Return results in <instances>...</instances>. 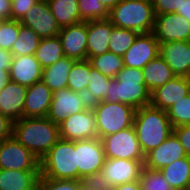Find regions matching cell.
I'll use <instances>...</instances> for the list:
<instances>
[{"instance_id": "6da1fadb", "label": "cell", "mask_w": 190, "mask_h": 190, "mask_svg": "<svg viewBox=\"0 0 190 190\" xmlns=\"http://www.w3.org/2000/svg\"><path fill=\"white\" fill-rule=\"evenodd\" d=\"M12 136L41 159L60 139L59 125L47 117H23L13 122Z\"/></svg>"}, {"instance_id": "7a4b0ae2", "label": "cell", "mask_w": 190, "mask_h": 190, "mask_svg": "<svg viewBox=\"0 0 190 190\" xmlns=\"http://www.w3.org/2000/svg\"><path fill=\"white\" fill-rule=\"evenodd\" d=\"M106 102H121L139 109L150 105L151 92L146 87L142 69L124 66L108 83Z\"/></svg>"}, {"instance_id": "3957f363", "label": "cell", "mask_w": 190, "mask_h": 190, "mask_svg": "<svg viewBox=\"0 0 190 190\" xmlns=\"http://www.w3.org/2000/svg\"><path fill=\"white\" fill-rule=\"evenodd\" d=\"M133 126L144 155L157 148L173 133L166 111L151 105L136 109Z\"/></svg>"}, {"instance_id": "277c9868", "label": "cell", "mask_w": 190, "mask_h": 190, "mask_svg": "<svg viewBox=\"0 0 190 190\" xmlns=\"http://www.w3.org/2000/svg\"><path fill=\"white\" fill-rule=\"evenodd\" d=\"M155 12L152 0H121L109 11V20L117 28L139 34L153 32Z\"/></svg>"}, {"instance_id": "5b68a950", "label": "cell", "mask_w": 190, "mask_h": 190, "mask_svg": "<svg viewBox=\"0 0 190 190\" xmlns=\"http://www.w3.org/2000/svg\"><path fill=\"white\" fill-rule=\"evenodd\" d=\"M40 179L78 181L75 141L60 138L40 159Z\"/></svg>"}, {"instance_id": "8992f818", "label": "cell", "mask_w": 190, "mask_h": 190, "mask_svg": "<svg viewBox=\"0 0 190 190\" xmlns=\"http://www.w3.org/2000/svg\"><path fill=\"white\" fill-rule=\"evenodd\" d=\"M91 106L95 115L97 133L100 139L130 128L134 124L136 109L128 104L100 101Z\"/></svg>"}, {"instance_id": "52a82bcc", "label": "cell", "mask_w": 190, "mask_h": 190, "mask_svg": "<svg viewBox=\"0 0 190 190\" xmlns=\"http://www.w3.org/2000/svg\"><path fill=\"white\" fill-rule=\"evenodd\" d=\"M78 181H96L105 161L102 140L84 139L75 141Z\"/></svg>"}, {"instance_id": "ba28073f", "label": "cell", "mask_w": 190, "mask_h": 190, "mask_svg": "<svg viewBox=\"0 0 190 190\" xmlns=\"http://www.w3.org/2000/svg\"><path fill=\"white\" fill-rule=\"evenodd\" d=\"M144 161L106 158L96 182L108 189L132 181H139Z\"/></svg>"}, {"instance_id": "9c48e42d", "label": "cell", "mask_w": 190, "mask_h": 190, "mask_svg": "<svg viewBox=\"0 0 190 190\" xmlns=\"http://www.w3.org/2000/svg\"><path fill=\"white\" fill-rule=\"evenodd\" d=\"M105 158L145 160L134 126L103 137Z\"/></svg>"}, {"instance_id": "30bf717a", "label": "cell", "mask_w": 190, "mask_h": 190, "mask_svg": "<svg viewBox=\"0 0 190 190\" xmlns=\"http://www.w3.org/2000/svg\"><path fill=\"white\" fill-rule=\"evenodd\" d=\"M90 106L85 94L77 93L69 88L53 92L47 118L59 125L70 115L82 112Z\"/></svg>"}, {"instance_id": "8fae6325", "label": "cell", "mask_w": 190, "mask_h": 190, "mask_svg": "<svg viewBox=\"0 0 190 190\" xmlns=\"http://www.w3.org/2000/svg\"><path fill=\"white\" fill-rule=\"evenodd\" d=\"M0 169L40 170V159L11 136L0 142Z\"/></svg>"}, {"instance_id": "7c38bea8", "label": "cell", "mask_w": 190, "mask_h": 190, "mask_svg": "<svg viewBox=\"0 0 190 190\" xmlns=\"http://www.w3.org/2000/svg\"><path fill=\"white\" fill-rule=\"evenodd\" d=\"M59 136L69 141L96 139L98 137L95 115L90 105L82 112L70 115L59 124Z\"/></svg>"}, {"instance_id": "4fadbf2b", "label": "cell", "mask_w": 190, "mask_h": 190, "mask_svg": "<svg viewBox=\"0 0 190 190\" xmlns=\"http://www.w3.org/2000/svg\"><path fill=\"white\" fill-rule=\"evenodd\" d=\"M152 33L159 43L190 41V21L176 12L156 15Z\"/></svg>"}, {"instance_id": "5bb4252c", "label": "cell", "mask_w": 190, "mask_h": 190, "mask_svg": "<svg viewBox=\"0 0 190 190\" xmlns=\"http://www.w3.org/2000/svg\"><path fill=\"white\" fill-rule=\"evenodd\" d=\"M19 22L33 29L41 39L56 37L61 29L46 2L35 3Z\"/></svg>"}, {"instance_id": "9a60e30c", "label": "cell", "mask_w": 190, "mask_h": 190, "mask_svg": "<svg viewBox=\"0 0 190 190\" xmlns=\"http://www.w3.org/2000/svg\"><path fill=\"white\" fill-rule=\"evenodd\" d=\"M159 55V41L154 34H139L131 47L124 53V66L143 69L146 64Z\"/></svg>"}, {"instance_id": "2e32d148", "label": "cell", "mask_w": 190, "mask_h": 190, "mask_svg": "<svg viewBox=\"0 0 190 190\" xmlns=\"http://www.w3.org/2000/svg\"><path fill=\"white\" fill-rule=\"evenodd\" d=\"M58 37L65 57L76 61L87 60V22L62 27Z\"/></svg>"}, {"instance_id": "e0dca14e", "label": "cell", "mask_w": 190, "mask_h": 190, "mask_svg": "<svg viewBox=\"0 0 190 190\" xmlns=\"http://www.w3.org/2000/svg\"><path fill=\"white\" fill-rule=\"evenodd\" d=\"M159 55L175 76L190 77V41L159 43Z\"/></svg>"}, {"instance_id": "ac0fdd59", "label": "cell", "mask_w": 190, "mask_h": 190, "mask_svg": "<svg viewBox=\"0 0 190 190\" xmlns=\"http://www.w3.org/2000/svg\"><path fill=\"white\" fill-rule=\"evenodd\" d=\"M187 156L179 139L172 133L157 148L145 155L144 166L152 170H160L175 160Z\"/></svg>"}, {"instance_id": "d6986e66", "label": "cell", "mask_w": 190, "mask_h": 190, "mask_svg": "<svg viewBox=\"0 0 190 190\" xmlns=\"http://www.w3.org/2000/svg\"><path fill=\"white\" fill-rule=\"evenodd\" d=\"M188 94V77L175 76L151 92L150 105L167 111L170 106Z\"/></svg>"}, {"instance_id": "ffe728a7", "label": "cell", "mask_w": 190, "mask_h": 190, "mask_svg": "<svg viewBox=\"0 0 190 190\" xmlns=\"http://www.w3.org/2000/svg\"><path fill=\"white\" fill-rule=\"evenodd\" d=\"M43 68L33 55L13 56L9 74L10 81L29 87L41 81Z\"/></svg>"}, {"instance_id": "44dd1931", "label": "cell", "mask_w": 190, "mask_h": 190, "mask_svg": "<svg viewBox=\"0 0 190 190\" xmlns=\"http://www.w3.org/2000/svg\"><path fill=\"white\" fill-rule=\"evenodd\" d=\"M27 87L10 81L0 91V113L12 122L23 118Z\"/></svg>"}, {"instance_id": "7402d4cb", "label": "cell", "mask_w": 190, "mask_h": 190, "mask_svg": "<svg viewBox=\"0 0 190 190\" xmlns=\"http://www.w3.org/2000/svg\"><path fill=\"white\" fill-rule=\"evenodd\" d=\"M53 91L42 81L27 87L23 117H46Z\"/></svg>"}, {"instance_id": "603a6c76", "label": "cell", "mask_w": 190, "mask_h": 190, "mask_svg": "<svg viewBox=\"0 0 190 190\" xmlns=\"http://www.w3.org/2000/svg\"><path fill=\"white\" fill-rule=\"evenodd\" d=\"M114 27L109 19L87 22V57L109 52V39Z\"/></svg>"}, {"instance_id": "cb8c5ba5", "label": "cell", "mask_w": 190, "mask_h": 190, "mask_svg": "<svg viewBox=\"0 0 190 190\" xmlns=\"http://www.w3.org/2000/svg\"><path fill=\"white\" fill-rule=\"evenodd\" d=\"M40 170L0 169V190H37Z\"/></svg>"}, {"instance_id": "d4e9b609", "label": "cell", "mask_w": 190, "mask_h": 190, "mask_svg": "<svg viewBox=\"0 0 190 190\" xmlns=\"http://www.w3.org/2000/svg\"><path fill=\"white\" fill-rule=\"evenodd\" d=\"M76 60L63 57L54 64L43 69L41 81L53 92L67 88L68 75Z\"/></svg>"}, {"instance_id": "484cf974", "label": "cell", "mask_w": 190, "mask_h": 190, "mask_svg": "<svg viewBox=\"0 0 190 190\" xmlns=\"http://www.w3.org/2000/svg\"><path fill=\"white\" fill-rule=\"evenodd\" d=\"M160 172L173 188V190L190 189V156L175 160Z\"/></svg>"}, {"instance_id": "4316f807", "label": "cell", "mask_w": 190, "mask_h": 190, "mask_svg": "<svg viewBox=\"0 0 190 190\" xmlns=\"http://www.w3.org/2000/svg\"><path fill=\"white\" fill-rule=\"evenodd\" d=\"M142 72L144 82L150 92L163 86L166 82L175 77L171 68L160 55L149 61L142 69Z\"/></svg>"}, {"instance_id": "83f0119b", "label": "cell", "mask_w": 190, "mask_h": 190, "mask_svg": "<svg viewBox=\"0 0 190 190\" xmlns=\"http://www.w3.org/2000/svg\"><path fill=\"white\" fill-rule=\"evenodd\" d=\"M48 5L60 28L81 22L78 0H51Z\"/></svg>"}, {"instance_id": "f1b7e54d", "label": "cell", "mask_w": 190, "mask_h": 190, "mask_svg": "<svg viewBox=\"0 0 190 190\" xmlns=\"http://www.w3.org/2000/svg\"><path fill=\"white\" fill-rule=\"evenodd\" d=\"M35 57L43 69L65 57L60 38L58 36L42 38L36 49Z\"/></svg>"}, {"instance_id": "f546056e", "label": "cell", "mask_w": 190, "mask_h": 190, "mask_svg": "<svg viewBox=\"0 0 190 190\" xmlns=\"http://www.w3.org/2000/svg\"><path fill=\"white\" fill-rule=\"evenodd\" d=\"M41 38L37 33L19 22L18 39L14 42L11 49L13 56L33 55L40 44Z\"/></svg>"}, {"instance_id": "4dcf8cb0", "label": "cell", "mask_w": 190, "mask_h": 190, "mask_svg": "<svg viewBox=\"0 0 190 190\" xmlns=\"http://www.w3.org/2000/svg\"><path fill=\"white\" fill-rule=\"evenodd\" d=\"M91 66L109 78H115L117 73L124 67L123 57L112 52L87 57Z\"/></svg>"}, {"instance_id": "1f68e13d", "label": "cell", "mask_w": 190, "mask_h": 190, "mask_svg": "<svg viewBox=\"0 0 190 190\" xmlns=\"http://www.w3.org/2000/svg\"><path fill=\"white\" fill-rule=\"evenodd\" d=\"M90 79L86 89V100L90 105L104 101L108 91V83L111 78L103 75L91 66L90 63Z\"/></svg>"}, {"instance_id": "d6a6232c", "label": "cell", "mask_w": 190, "mask_h": 190, "mask_svg": "<svg viewBox=\"0 0 190 190\" xmlns=\"http://www.w3.org/2000/svg\"><path fill=\"white\" fill-rule=\"evenodd\" d=\"M90 62L76 61L68 75L67 88L74 92L85 94L90 79Z\"/></svg>"}, {"instance_id": "836d02e7", "label": "cell", "mask_w": 190, "mask_h": 190, "mask_svg": "<svg viewBox=\"0 0 190 190\" xmlns=\"http://www.w3.org/2000/svg\"><path fill=\"white\" fill-rule=\"evenodd\" d=\"M138 35L137 31L114 27L109 39V51L123 56Z\"/></svg>"}, {"instance_id": "e575fe53", "label": "cell", "mask_w": 190, "mask_h": 190, "mask_svg": "<svg viewBox=\"0 0 190 190\" xmlns=\"http://www.w3.org/2000/svg\"><path fill=\"white\" fill-rule=\"evenodd\" d=\"M173 128L190 125V95L182 97L166 111Z\"/></svg>"}, {"instance_id": "d590c367", "label": "cell", "mask_w": 190, "mask_h": 190, "mask_svg": "<svg viewBox=\"0 0 190 190\" xmlns=\"http://www.w3.org/2000/svg\"><path fill=\"white\" fill-rule=\"evenodd\" d=\"M139 183L142 190H173L160 170H152L145 166L140 171Z\"/></svg>"}, {"instance_id": "8d00e7d4", "label": "cell", "mask_w": 190, "mask_h": 190, "mask_svg": "<svg viewBox=\"0 0 190 190\" xmlns=\"http://www.w3.org/2000/svg\"><path fill=\"white\" fill-rule=\"evenodd\" d=\"M78 6L83 22L109 18V11L100 0H78Z\"/></svg>"}, {"instance_id": "74e56055", "label": "cell", "mask_w": 190, "mask_h": 190, "mask_svg": "<svg viewBox=\"0 0 190 190\" xmlns=\"http://www.w3.org/2000/svg\"><path fill=\"white\" fill-rule=\"evenodd\" d=\"M19 35V20H2L0 28V48L11 51Z\"/></svg>"}, {"instance_id": "f35d334b", "label": "cell", "mask_w": 190, "mask_h": 190, "mask_svg": "<svg viewBox=\"0 0 190 190\" xmlns=\"http://www.w3.org/2000/svg\"><path fill=\"white\" fill-rule=\"evenodd\" d=\"M84 181L40 179L37 190H81Z\"/></svg>"}, {"instance_id": "ab89813d", "label": "cell", "mask_w": 190, "mask_h": 190, "mask_svg": "<svg viewBox=\"0 0 190 190\" xmlns=\"http://www.w3.org/2000/svg\"><path fill=\"white\" fill-rule=\"evenodd\" d=\"M184 0H152L155 15L175 13Z\"/></svg>"}, {"instance_id": "60d3db41", "label": "cell", "mask_w": 190, "mask_h": 190, "mask_svg": "<svg viewBox=\"0 0 190 190\" xmlns=\"http://www.w3.org/2000/svg\"><path fill=\"white\" fill-rule=\"evenodd\" d=\"M37 0H11V19L20 20Z\"/></svg>"}, {"instance_id": "b9f144b4", "label": "cell", "mask_w": 190, "mask_h": 190, "mask_svg": "<svg viewBox=\"0 0 190 190\" xmlns=\"http://www.w3.org/2000/svg\"><path fill=\"white\" fill-rule=\"evenodd\" d=\"M173 133L184 147L187 156H190V125H181L173 128Z\"/></svg>"}, {"instance_id": "7bdbcfd3", "label": "cell", "mask_w": 190, "mask_h": 190, "mask_svg": "<svg viewBox=\"0 0 190 190\" xmlns=\"http://www.w3.org/2000/svg\"><path fill=\"white\" fill-rule=\"evenodd\" d=\"M12 124L11 120L0 113V142L12 136Z\"/></svg>"}, {"instance_id": "ee69618b", "label": "cell", "mask_w": 190, "mask_h": 190, "mask_svg": "<svg viewBox=\"0 0 190 190\" xmlns=\"http://www.w3.org/2000/svg\"><path fill=\"white\" fill-rule=\"evenodd\" d=\"M0 19H11V0H0Z\"/></svg>"}, {"instance_id": "f6af8a7d", "label": "cell", "mask_w": 190, "mask_h": 190, "mask_svg": "<svg viewBox=\"0 0 190 190\" xmlns=\"http://www.w3.org/2000/svg\"><path fill=\"white\" fill-rule=\"evenodd\" d=\"M12 58L10 51L0 48V69H9Z\"/></svg>"}, {"instance_id": "bcb514c9", "label": "cell", "mask_w": 190, "mask_h": 190, "mask_svg": "<svg viewBox=\"0 0 190 190\" xmlns=\"http://www.w3.org/2000/svg\"><path fill=\"white\" fill-rule=\"evenodd\" d=\"M107 190H142L139 181H132L122 185H117Z\"/></svg>"}, {"instance_id": "7dc6e473", "label": "cell", "mask_w": 190, "mask_h": 190, "mask_svg": "<svg viewBox=\"0 0 190 190\" xmlns=\"http://www.w3.org/2000/svg\"><path fill=\"white\" fill-rule=\"evenodd\" d=\"M81 190H107V188L103 187L96 181H84Z\"/></svg>"}, {"instance_id": "c3c4849f", "label": "cell", "mask_w": 190, "mask_h": 190, "mask_svg": "<svg viewBox=\"0 0 190 190\" xmlns=\"http://www.w3.org/2000/svg\"><path fill=\"white\" fill-rule=\"evenodd\" d=\"M176 13L184 16L188 21H190V0H184L181 4V8H178Z\"/></svg>"}, {"instance_id": "681fc988", "label": "cell", "mask_w": 190, "mask_h": 190, "mask_svg": "<svg viewBox=\"0 0 190 190\" xmlns=\"http://www.w3.org/2000/svg\"><path fill=\"white\" fill-rule=\"evenodd\" d=\"M10 82L9 69H0V91Z\"/></svg>"}, {"instance_id": "f907efd6", "label": "cell", "mask_w": 190, "mask_h": 190, "mask_svg": "<svg viewBox=\"0 0 190 190\" xmlns=\"http://www.w3.org/2000/svg\"><path fill=\"white\" fill-rule=\"evenodd\" d=\"M121 0H100V2L110 11L114 6H116Z\"/></svg>"}, {"instance_id": "816d5d0a", "label": "cell", "mask_w": 190, "mask_h": 190, "mask_svg": "<svg viewBox=\"0 0 190 190\" xmlns=\"http://www.w3.org/2000/svg\"><path fill=\"white\" fill-rule=\"evenodd\" d=\"M188 88H189V95H190V77H188Z\"/></svg>"}, {"instance_id": "f5cc1de1", "label": "cell", "mask_w": 190, "mask_h": 190, "mask_svg": "<svg viewBox=\"0 0 190 190\" xmlns=\"http://www.w3.org/2000/svg\"><path fill=\"white\" fill-rule=\"evenodd\" d=\"M37 1H39V2H46V3H48L49 1H51V0H37Z\"/></svg>"}]
</instances>
